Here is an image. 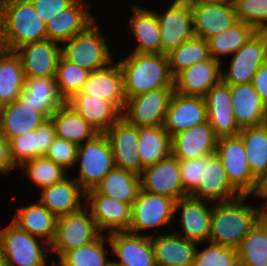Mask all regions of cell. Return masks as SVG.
<instances>
[{"label":"cell","mask_w":267,"mask_h":266,"mask_svg":"<svg viewBox=\"0 0 267 266\" xmlns=\"http://www.w3.org/2000/svg\"><path fill=\"white\" fill-rule=\"evenodd\" d=\"M103 234L94 241L79 248L70 250L60 259L61 266H109L112 262L106 259Z\"/></svg>","instance_id":"ee69618b"},{"label":"cell","mask_w":267,"mask_h":266,"mask_svg":"<svg viewBox=\"0 0 267 266\" xmlns=\"http://www.w3.org/2000/svg\"><path fill=\"white\" fill-rule=\"evenodd\" d=\"M216 153L231 185L241 195L256 194L259 181L250 172L242 138L239 135L218 138Z\"/></svg>","instance_id":"ba28073f"},{"label":"cell","mask_w":267,"mask_h":266,"mask_svg":"<svg viewBox=\"0 0 267 266\" xmlns=\"http://www.w3.org/2000/svg\"><path fill=\"white\" fill-rule=\"evenodd\" d=\"M175 200L152 194L140 188L132 204L130 233L137 234L153 227L167 225L175 218Z\"/></svg>","instance_id":"8fae6325"},{"label":"cell","mask_w":267,"mask_h":266,"mask_svg":"<svg viewBox=\"0 0 267 266\" xmlns=\"http://www.w3.org/2000/svg\"><path fill=\"white\" fill-rule=\"evenodd\" d=\"M40 19L47 23L59 12L67 9L76 0H29Z\"/></svg>","instance_id":"816d5d0a"},{"label":"cell","mask_w":267,"mask_h":266,"mask_svg":"<svg viewBox=\"0 0 267 266\" xmlns=\"http://www.w3.org/2000/svg\"><path fill=\"white\" fill-rule=\"evenodd\" d=\"M76 94H88L111 101L121 112L126 104L123 74L119 63L90 72L83 88Z\"/></svg>","instance_id":"d4e9b609"},{"label":"cell","mask_w":267,"mask_h":266,"mask_svg":"<svg viewBox=\"0 0 267 266\" xmlns=\"http://www.w3.org/2000/svg\"><path fill=\"white\" fill-rule=\"evenodd\" d=\"M266 61L267 31H257L233 54L229 72L221 74V81L228 85L250 83Z\"/></svg>","instance_id":"30bf717a"},{"label":"cell","mask_w":267,"mask_h":266,"mask_svg":"<svg viewBox=\"0 0 267 266\" xmlns=\"http://www.w3.org/2000/svg\"><path fill=\"white\" fill-rule=\"evenodd\" d=\"M37 238L20 229L13 222L2 229L0 251L7 266H46L45 258L48 253L44 251L42 245H50L44 240H41L40 245Z\"/></svg>","instance_id":"52a82bcc"},{"label":"cell","mask_w":267,"mask_h":266,"mask_svg":"<svg viewBox=\"0 0 267 266\" xmlns=\"http://www.w3.org/2000/svg\"><path fill=\"white\" fill-rule=\"evenodd\" d=\"M16 166L11 160L9 141L0 133V173H8Z\"/></svg>","instance_id":"db71d44e"},{"label":"cell","mask_w":267,"mask_h":266,"mask_svg":"<svg viewBox=\"0 0 267 266\" xmlns=\"http://www.w3.org/2000/svg\"><path fill=\"white\" fill-rule=\"evenodd\" d=\"M166 55L170 72L174 78L193 64L207 61L211 58L208 42L195 35Z\"/></svg>","instance_id":"60d3db41"},{"label":"cell","mask_w":267,"mask_h":266,"mask_svg":"<svg viewBox=\"0 0 267 266\" xmlns=\"http://www.w3.org/2000/svg\"><path fill=\"white\" fill-rule=\"evenodd\" d=\"M252 84L262 102L267 106V61L257 70L253 77Z\"/></svg>","instance_id":"f5cc1de1"},{"label":"cell","mask_w":267,"mask_h":266,"mask_svg":"<svg viewBox=\"0 0 267 266\" xmlns=\"http://www.w3.org/2000/svg\"><path fill=\"white\" fill-rule=\"evenodd\" d=\"M217 137L208 121L171 137V154L178 160H191L215 154Z\"/></svg>","instance_id":"ffe728a7"},{"label":"cell","mask_w":267,"mask_h":266,"mask_svg":"<svg viewBox=\"0 0 267 266\" xmlns=\"http://www.w3.org/2000/svg\"><path fill=\"white\" fill-rule=\"evenodd\" d=\"M20 167L40 190L67 177L66 170L46 156H39L25 161Z\"/></svg>","instance_id":"f6af8a7d"},{"label":"cell","mask_w":267,"mask_h":266,"mask_svg":"<svg viewBox=\"0 0 267 266\" xmlns=\"http://www.w3.org/2000/svg\"><path fill=\"white\" fill-rule=\"evenodd\" d=\"M47 39L46 23L29 0H10L0 5V47L15 51L24 44Z\"/></svg>","instance_id":"3957f363"},{"label":"cell","mask_w":267,"mask_h":266,"mask_svg":"<svg viewBox=\"0 0 267 266\" xmlns=\"http://www.w3.org/2000/svg\"><path fill=\"white\" fill-rule=\"evenodd\" d=\"M207 121L217 138L237 136L240 129L235 121L230 85L220 81L204 96Z\"/></svg>","instance_id":"e0dca14e"},{"label":"cell","mask_w":267,"mask_h":266,"mask_svg":"<svg viewBox=\"0 0 267 266\" xmlns=\"http://www.w3.org/2000/svg\"><path fill=\"white\" fill-rule=\"evenodd\" d=\"M108 241L119 260L116 266H156L151 236L128 231L109 233Z\"/></svg>","instance_id":"d6986e66"},{"label":"cell","mask_w":267,"mask_h":266,"mask_svg":"<svg viewBox=\"0 0 267 266\" xmlns=\"http://www.w3.org/2000/svg\"><path fill=\"white\" fill-rule=\"evenodd\" d=\"M239 263L238 251L211 243L204 250H196L193 266H235Z\"/></svg>","instance_id":"7dc6e473"},{"label":"cell","mask_w":267,"mask_h":266,"mask_svg":"<svg viewBox=\"0 0 267 266\" xmlns=\"http://www.w3.org/2000/svg\"><path fill=\"white\" fill-rule=\"evenodd\" d=\"M193 13L194 35L208 40L237 22L235 6L229 3H189Z\"/></svg>","instance_id":"7402d4cb"},{"label":"cell","mask_w":267,"mask_h":266,"mask_svg":"<svg viewBox=\"0 0 267 266\" xmlns=\"http://www.w3.org/2000/svg\"><path fill=\"white\" fill-rule=\"evenodd\" d=\"M252 175L261 181L267 175V123L240 129Z\"/></svg>","instance_id":"ab89813d"},{"label":"cell","mask_w":267,"mask_h":266,"mask_svg":"<svg viewBox=\"0 0 267 266\" xmlns=\"http://www.w3.org/2000/svg\"><path fill=\"white\" fill-rule=\"evenodd\" d=\"M118 63L123 74L126 98L158 88H174V77L166 54L132 52Z\"/></svg>","instance_id":"7a4b0ae2"},{"label":"cell","mask_w":267,"mask_h":266,"mask_svg":"<svg viewBox=\"0 0 267 266\" xmlns=\"http://www.w3.org/2000/svg\"><path fill=\"white\" fill-rule=\"evenodd\" d=\"M83 2V0H76L46 23L47 39L57 43H66L67 40L95 23Z\"/></svg>","instance_id":"4dcf8cb0"},{"label":"cell","mask_w":267,"mask_h":266,"mask_svg":"<svg viewBox=\"0 0 267 266\" xmlns=\"http://www.w3.org/2000/svg\"><path fill=\"white\" fill-rule=\"evenodd\" d=\"M55 134L54 123L46 120L34 131L13 138L9 141L10 157L15 166L39 156H45Z\"/></svg>","instance_id":"f546056e"},{"label":"cell","mask_w":267,"mask_h":266,"mask_svg":"<svg viewBox=\"0 0 267 266\" xmlns=\"http://www.w3.org/2000/svg\"><path fill=\"white\" fill-rule=\"evenodd\" d=\"M87 209L96 221L98 229H110L109 233L129 231L132 221V205L111 197L97 194L93 189L85 192Z\"/></svg>","instance_id":"9a60e30c"},{"label":"cell","mask_w":267,"mask_h":266,"mask_svg":"<svg viewBox=\"0 0 267 266\" xmlns=\"http://www.w3.org/2000/svg\"><path fill=\"white\" fill-rule=\"evenodd\" d=\"M105 134L111 144L116 167L140 175L143 165L138 153V127L121 117Z\"/></svg>","instance_id":"2e32d148"},{"label":"cell","mask_w":267,"mask_h":266,"mask_svg":"<svg viewBox=\"0 0 267 266\" xmlns=\"http://www.w3.org/2000/svg\"><path fill=\"white\" fill-rule=\"evenodd\" d=\"M230 88L234 118L239 129L266 124L267 106L252 82L230 85Z\"/></svg>","instance_id":"484cf974"},{"label":"cell","mask_w":267,"mask_h":266,"mask_svg":"<svg viewBox=\"0 0 267 266\" xmlns=\"http://www.w3.org/2000/svg\"><path fill=\"white\" fill-rule=\"evenodd\" d=\"M77 151L76 143L55 137L45 156L67 170L77 164Z\"/></svg>","instance_id":"681fc988"},{"label":"cell","mask_w":267,"mask_h":266,"mask_svg":"<svg viewBox=\"0 0 267 266\" xmlns=\"http://www.w3.org/2000/svg\"><path fill=\"white\" fill-rule=\"evenodd\" d=\"M140 188V175L115 167L93 190L99 195L132 205L137 199Z\"/></svg>","instance_id":"e575fe53"},{"label":"cell","mask_w":267,"mask_h":266,"mask_svg":"<svg viewBox=\"0 0 267 266\" xmlns=\"http://www.w3.org/2000/svg\"><path fill=\"white\" fill-rule=\"evenodd\" d=\"M25 74L19 55L0 47V107L19 98Z\"/></svg>","instance_id":"74e56055"},{"label":"cell","mask_w":267,"mask_h":266,"mask_svg":"<svg viewBox=\"0 0 267 266\" xmlns=\"http://www.w3.org/2000/svg\"><path fill=\"white\" fill-rule=\"evenodd\" d=\"M174 92V88H158L127 98L122 118L136 127L163 126Z\"/></svg>","instance_id":"9c48e42d"},{"label":"cell","mask_w":267,"mask_h":266,"mask_svg":"<svg viewBox=\"0 0 267 266\" xmlns=\"http://www.w3.org/2000/svg\"><path fill=\"white\" fill-rule=\"evenodd\" d=\"M138 153L143 169L171 155V136L164 126L138 127Z\"/></svg>","instance_id":"f35d334b"},{"label":"cell","mask_w":267,"mask_h":266,"mask_svg":"<svg viewBox=\"0 0 267 266\" xmlns=\"http://www.w3.org/2000/svg\"><path fill=\"white\" fill-rule=\"evenodd\" d=\"M183 191L190 195L202 181L203 157L191 160H179Z\"/></svg>","instance_id":"f907efd6"},{"label":"cell","mask_w":267,"mask_h":266,"mask_svg":"<svg viewBox=\"0 0 267 266\" xmlns=\"http://www.w3.org/2000/svg\"><path fill=\"white\" fill-rule=\"evenodd\" d=\"M259 221L265 226L267 229V208H261Z\"/></svg>","instance_id":"6f0895ef"},{"label":"cell","mask_w":267,"mask_h":266,"mask_svg":"<svg viewBox=\"0 0 267 266\" xmlns=\"http://www.w3.org/2000/svg\"><path fill=\"white\" fill-rule=\"evenodd\" d=\"M235 10L237 21L251 25L257 31H267V0H243Z\"/></svg>","instance_id":"c3c4849f"},{"label":"cell","mask_w":267,"mask_h":266,"mask_svg":"<svg viewBox=\"0 0 267 266\" xmlns=\"http://www.w3.org/2000/svg\"><path fill=\"white\" fill-rule=\"evenodd\" d=\"M247 195L214 204L209 242L238 249L243 239L259 221L261 208L245 204Z\"/></svg>","instance_id":"6da1fadb"},{"label":"cell","mask_w":267,"mask_h":266,"mask_svg":"<svg viewBox=\"0 0 267 266\" xmlns=\"http://www.w3.org/2000/svg\"><path fill=\"white\" fill-rule=\"evenodd\" d=\"M239 263L243 266H267V229L258 221L241 242Z\"/></svg>","instance_id":"7bdbcfd3"},{"label":"cell","mask_w":267,"mask_h":266,"mask_svg":"<svg viewBox=\"0 0 267 266\" xmlns=\"http://www.w3.org/2000/svg\"><path fill=\"white\" fill-rule=\"evenodd\" d=\"M25 77H55L61 47L57 42L45 39L31 42L17 48Z\"/></svg>","instance_id":"44dd1931"},{"label":"cell","mask_w":267,"mask_h":266,"mask_svg":"<svg viewBox=\"0 0 267 266\" xmlns=\"http://www.w3.org/2000/svg\"><path fill=\"white\" fill-rule=\"evenodd\" d=\"M205 122H207V107L204 97L186 96L174 92L163 124L171 137Z\"/></svg>","instance_id":"ac0fdd59"},{"label":"cell","mask_w":267,"mask_h":266,"mask_svg":"<svg viewBox=\"0 0 267 266\" xmlns=\"http://www.w3.org/2000/svg\"><path fill=\"white\" fill-rule=\"evenodd\" d=\"M179 208H182L183 233L176 234L196 243H203L205 240L209 242L213 207L209 208L204 204V200L188 195L175 201V214Z\"/></svg>","instance_id":"cb8c5ba5"},{"label":"cell","mask_w":267,"mask_h":266,"mask_svg":"<svg viewBox=\"0 0 267 266\" xmlns=\"http://www.w3.org/2000/svg\"><path fill=\"white\" fill-rule=\"evenodd\" d=\"M156 266H193L196 245L176 233L151 236Z\"/></svg>","instance_id":"1f68e13d"},{"label":"cell","mask_w":267,"mask_h":266,"mask_svg":"<svg viewBox=\"0 0 267 266\" xmlns=\"http://www.w3.org/2000/svg\"><path fill=\"white\" fill-rule=\"evenodd\" d=\"M7 1H10V0H0V5Z\"/></svg>","instance_id":"94428289"},{"label":"cell","mask_w":267,"mask_h":266,"mask_svg":"<svg viewBox=\"0 0 267 266\" xmlns=\"http://www.w3.org/2000/svg\"><path fill=\"white\" fill-rule=\"evenodd\" d=\"M48 118L19 98L0 107V133L10 141L29 131H34Z\"/></svg>","instance_id":"4316f807"},{"label":"cell","mask_w":267,"mask_h":266,"mask_svg":"<svg viewBox=\"0 0 267 266\" xmlns=\"http://www.w3.org/2000/svg\"><path fill=\"white\" fill-rule=\"evenodd\" d=\"M19 99L48 119L66 103L59 93L55 77H25Z\"/></svg>","instance_id":"83f0119b"},{"label":"cell","mask_w":267,"mask_h":266,"mask_svg":"<svg viewBox=\"0 0 267 266\" xmlns=\"http://www.w3.org/2000/svg\"><path fill=\"white\" fill-rule=\"evenodd\" d=\"M141 189L175 201L188 196L183 191L179 160L172 154L164 160L145 167L140 174Z\"/></svg>","instance_id":"4fadbf2b"},{"label":"cell","mask_w":267,"mask_h":266,"mask_svg":"<svg viewBox=\"0 0 267 266\" xmlns=\"http://www.w3.org/2000/svg\"><path fill=\"white\" fill-rule=\"evenodd\" d=\"M61 56L90 72L103 69L113 63L112 54L98 26L90 25L66 41Z\"/></svg>","instance_id":"5b68a950"},{"label":"cell","mask_w":267,"mask_h":266,"mask_svg":"<svg viewBox=\"0 0 267 266\" xmlns=\"http://www.w3.org/2000/svg\"><path fill=\"white\" fill-rule=\"evenodd\" d=\"M89 74V70L59 57L55 79L59 93L65 101L82 90Z\"/></svg>","instance_id":"bcb514c9"},{"label":"cell","mask_w":267,"mask_h":266,"mask_svg":"<svg viewBox=\"0 0 267 266\" xmlns=\"http://www.w3.org/2000/svg\"><path fill=\"white\" fill-rule=\"evenodd\" d=\"M133 7V18L130 23V30L138 39L136 53L161 54L160 24L153 10Z\"/></svg>","instance_id":"d590c367"},{"label":"cell","mask_w":267,"mask_h":266,"mask_svg":"<svg viewBox=\"0 0 267 266\" xmlns=\"http://www.w3.org/2000/svg\"><path fill=\"white\" fill-rule=\"evenodd\" d=\"M211 202H225L236 199L241 194L229 182L221 158L215 154L203 157L202 181L189 195ZM211 201V202H210Z\"/></svg>","instance_id":"5bb4252c"},{"label":"cell","mask_w":267,"mask_h":266,"mask_svg":"<svg viewBox=\"0 0 267 266\" xmlns=\"http://www.w3.org/2000/svg\"><path fill=\"white\" fill-rule=\"evenodd\" d=\"M81 198H85V191L76 179L65 177L60 182L42 188L39 202L58 218L80 210Z\"/></svg>","instance_id":"d6a6232c"},{"label":"cell","mask_w":267,"mask_h":266,"mask_svg":"<svg viewBox=\"0 0 267 266\" xmlns=\"http://www.w3.org/2000/svg\"><path fill=\"white\" fill-rule=\"evenodd\" d=\"M240 1H243V0H231V3L236 6Z\"/></svg>","instance_id":"91938a15"},{"label":"cell","mask_w":267,"mask_h":266,"mask_svg":"<svg viewBox=\"0 0 267 266\" xmlns=\"http://www.w3.org/2000/svg\"><path fill=\"white\" fill-rule=\"evenodd\" d=\"M76 163H80V175L76 180L80 187L85 192L94 189L116 167L107 135L99 133L93 139L79 145Z\"/></svg>","instance_id":"277c9868"},{"label":"cell","mask_w":267,"mask_h":266,"mask_svg":"<svg viewBox=\"0 0 267 266\" xmlns=\"http://www.w3.org/2000/svg\"><path fill=\"white\" fill-rule=\"evenodd\" d=\"M188 3H201V4H222L229 3L231 0H187Z\"/></svg>","instance_id":"9f6ffc18"},{"label":"cell","mask_w":267,"mask_h":266,"mask_svg":"<svg viewBox=\"0 0 267 266\" xmlns=\"http://www.w3.org/2000/svg\"><path fill=\"white\" fill-rule=\"evenodd\" d=\"M83 210L84 208H81L57 219L50 248L57 252L59 259L70 250L86 245L102 235L89 209L86 207L85 211Z\"/></svg>","instance_id":"8992f818"},{"label":"cell","mask_w":267,"mask_h":266,"mask_svg":"<svg viewBox=\"0 0 267 266\" xmlns=\"http://www.w3.org/2000/svg\"><path fill=\"white\" fill-rule=\"evenodd\" d=\"M220 62L211 57L183 70L174 78L175 92L186 96L204 97L221 81Z\"/></svg>","instance_id":"603a6c76"},{"label":"cell","mask_w":267,"mask_h":266,"mask_svg":"<svg viewBox=\"0 0 267 266\" xmlns=\"http://www.w3.org/2000/svg\"><path fill=\"white\" fill-rule=\"evenodd\" d=\"M256 32L253 26L237 21L226 31L207 40L211 57L220 61V55L234 54Z\"/></svg>","instance_id":"b9f144b4"},{"label":"cell","mask_w":267,"mask_h":266,"mask_svg":"<svg viewBox=\"0 0 267 266\" xmlns=\"http://www.w3.org/2000/svg\"><path fill=\"white\" fill-rule=\"evenodd\" d=\"M54 123L56 137L76 143L93 139L99 132L92 127L81 115L65 103L50 117Z\"/></svg>","instance_id":"8d00e7d4"},{"label":"cell","mask_w":267,"mask_h":266,"mask_svg":"<svg viewBox=\"0 0 267 266\" xmlns=\"http://www.w3.org/2000/svg\"><path fill=\"white\" fill-rule=\"evenodd\" d=\"M66 103L99 133H106L122 117L111 101L88 94H74Z\"/></svg>","instance_id":"f1b7e54d"},{"label":"cell","mask_w":267,"mask_h":266,"mask_svg":"<svg viewBox=\"0 0 267 266\" xmlns=\"http://www.w3.org/2000/svg\"><path fill=\"white\" fill-rule=\"evenodd\" d=\"M255 195L265 198L267 201V175L261 181H259V187ZM264 205L265 206H262V208H267V202Z\"/></svg>","instance_id":"11a10c76"},{"label":"cell","mask_w":267,"mask_h":266,"mask_svg":"<svg viewBox=\"0 0 267 266\" xmlns=\"http://www.w3.org/2000/svg\"><path fill=\"white\" fill-rule=\"evenodd\" d=\"M57 217L40 202L17 209L13 223L32 236L51 244L54 239Z\"/></svg>","instance_id":"836d02e7"},{"label":"cell","mask_w":267,"mask_h":266,"mask_svg":"<svg viewBox=\"0 0 267 266\" xmlns=\"http://www.w3.org/2000/svg\"><path fill=\"white\" fill-rule=\"evenodd\" d=\"M0 266H7L6 261L0 251Z\"/></svg>","instance_id":"680465c9"},{"label":"cell","mask_w":267,"mask_h":266,"mask_svg":"<svg viewBox=\"0 0 267 266\" xmlns=\"http://www.w3.org/2000/svg\"><path fill=\"white\" fill-rule=\"evenodd\" d=\"M155 13L160 24L161 54H168L194 36L193 13L187 0H174L164 14Z\"/></svg>","instance_id":"7c38bea8"}]
</instances>
